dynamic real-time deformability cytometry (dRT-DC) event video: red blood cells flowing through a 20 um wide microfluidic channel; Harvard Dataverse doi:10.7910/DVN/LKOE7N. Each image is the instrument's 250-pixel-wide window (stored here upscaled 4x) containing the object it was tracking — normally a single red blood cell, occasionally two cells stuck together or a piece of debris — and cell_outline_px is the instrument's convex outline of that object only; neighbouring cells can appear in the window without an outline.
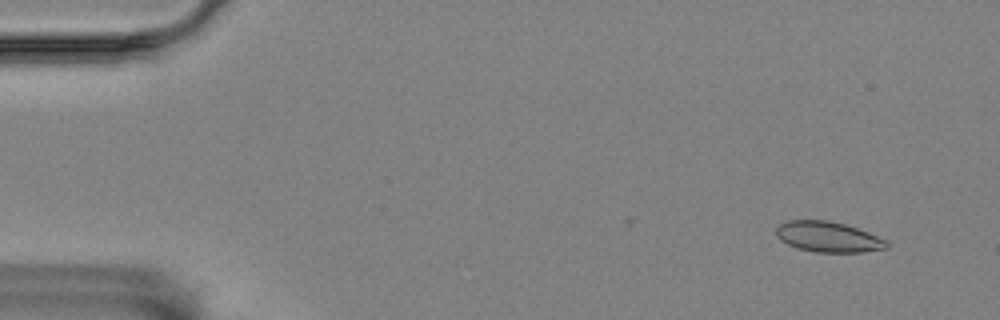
{"species": "Egyptian fruit bat (a non-hibernating species)", "species_latin": "Rousettus aegyptiacus", "temperature_condition": "room temperature", "stored_images_in_passage": 15, "camera_frame_rate_fps": 3000, "um_per_image_px": 0.085, "animal": {"sex": "female"}, "frame": {"image": 1, "passage_image": 2, "time_ms": 0.333, "image_size_px": [1000, 320], "cell_outline_px": [[888, 248], [864, 252], [816, 252], [796, 248], [780, 240], [776, 236], [776, 228], [780, 224], [788, 220], [828, 220], [844, 224], [868, 232], [888, 240]], "centroid_in_image_um": [70.4, 20.14], "position_along_channel_um": 14.6, "area_um2": 19.71}}
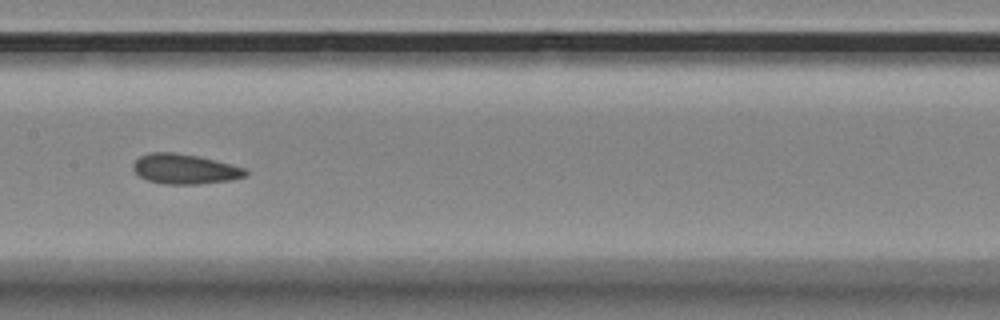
{"frame": {"image": 2, "passage_image": 8, "time_ms": 2.333, "image_size_px": [1000, 320], "cell_outline_px": [[248, 172], [244, 176], [232, 180], [200, 184], [164, 184], [148, 180], [140, 176], [132, 168], [132, 164], [140, 156], [152, 152], [172, 152], [196, 156], [216, 160], [244, 168]], "centroid_in_image_um": [15.69, 14.37], "position_along_channel_um": 191.7, "area_um2": 19.48}}
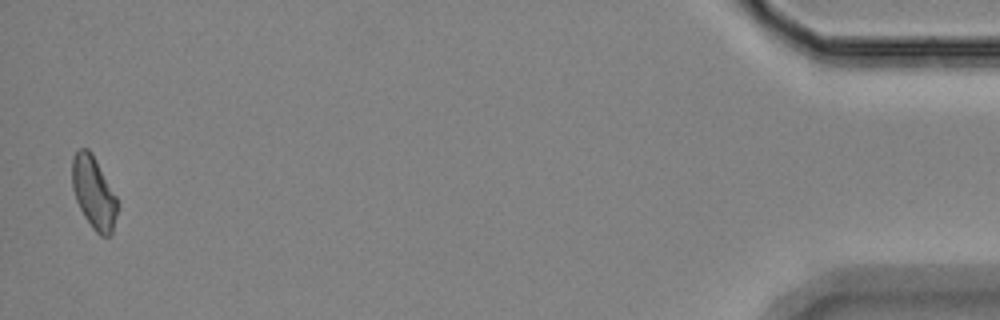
{"frame": {"image": 3, "passage_image": 15, "time_ms": 4.667, "image_size_px": [1000, 320], "cell_outline_px": [[116, 216], [112, 236], [100, 236], [92, 228], [84, 216], [76, 200], [72, 188], [72, 156], [76, 148], [88, 148], [92, 152], [116, 196]], "centroid_in_image_um": [7.94, 16.35], "position_along_channel_um": 427.3, "area_um2": 19.13}}